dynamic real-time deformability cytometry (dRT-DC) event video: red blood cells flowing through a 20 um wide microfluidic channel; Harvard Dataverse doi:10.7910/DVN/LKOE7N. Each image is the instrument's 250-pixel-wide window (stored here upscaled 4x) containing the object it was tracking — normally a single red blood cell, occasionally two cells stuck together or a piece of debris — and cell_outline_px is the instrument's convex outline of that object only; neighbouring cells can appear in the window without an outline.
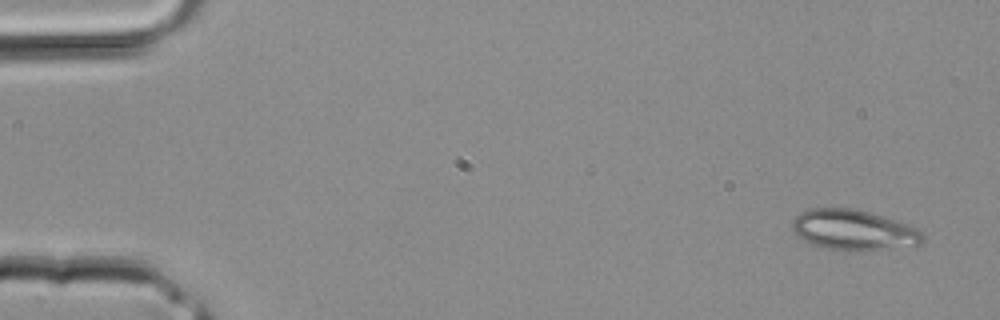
{"species": "common noctule bat (a hibernating species)", "species_latin": "Nyctalus noctula", "temperature_condition": "room temperature", "stored_images_in_passage": 2, "camera_frame_rate_fps": 3000, "um_per_image_px": 0.085, "animal": {"sex": "male", "body_mass_g": 20.4}, "frame": {"image": 1, "passage_image": 1, "time_ms": 0.0, "image_size_px": [1000, 320], "cell_outline_px": [[924, 240], [920, 244], [856, 252], [848, 252], [828, 248], [804, 240], [796, 236], [792, 232], [792, 220], [800, 212], [808, 208], [852, 208], [868, 212], [916, 228], [924, 236]], "centroid_in_image_um": [72.48, 19.56], "position_along_channel_um": 12.5, "area_um2": 30.46}}